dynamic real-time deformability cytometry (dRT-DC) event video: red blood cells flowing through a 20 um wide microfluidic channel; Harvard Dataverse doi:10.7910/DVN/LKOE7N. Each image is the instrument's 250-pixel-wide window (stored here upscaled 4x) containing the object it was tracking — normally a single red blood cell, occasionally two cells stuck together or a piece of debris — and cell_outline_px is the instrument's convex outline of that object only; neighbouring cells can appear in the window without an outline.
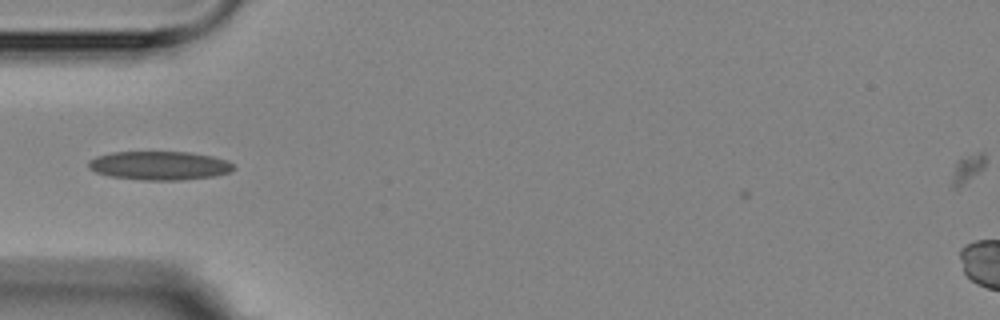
{"species": "Egyptian fruit bat (a non-hibernating species)", "species_latin": "Rousettus aegyptiacus", "temperature_condition": "room temperature", "stored_images_in_passage": 12, "camera_frame_rate_fps": 3000, "um_per_image_px": 0.085, "animal": {"sex": "female"}, "frame": {"image": 1, "passage_image": 1, "time_ms": 0.0, "image_size_px": [1000, 320], "cell_outline_px": [[236, 168], [228, 172], [216, 176], [180, 180], [144, 180], [108, 176], [96, 172], [88, 168], [88, 160], [96, 156], [112, 152], [188, 152], [212, 156], [228, 160]], "centroid_in_image_um": [13.54, 14.07], "position_along_channel_um": 71.5, "area_um2": 24.39}}
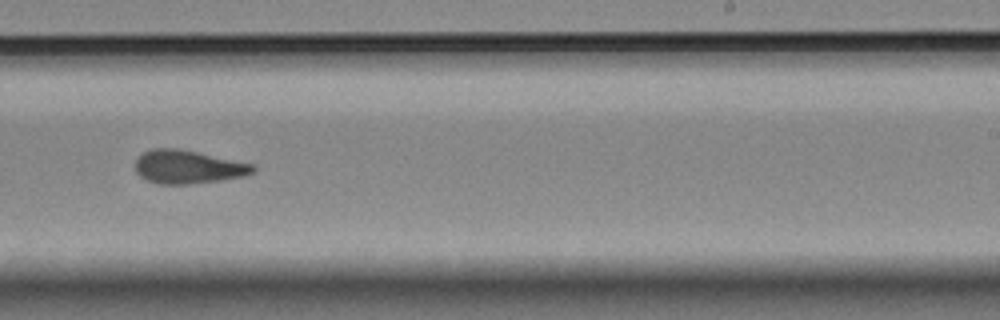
{"frame": {"image": 2, "passage_image": 6, "time_ms": 5.667, "image_size_px": [1000, 320], "cell_outline_px": [[256, 172], [244, 176], [220, 180], [188, 184], [160, 184], [148, 180], [140, 176], [136, 172], [136, 156], [148, 148], [180, 148], [252, 164], [256, 168]], "centroid_in_image_um": [15.94, 14.17], "position_along_channel_um": 273.1, "area_um2": 23.0}}
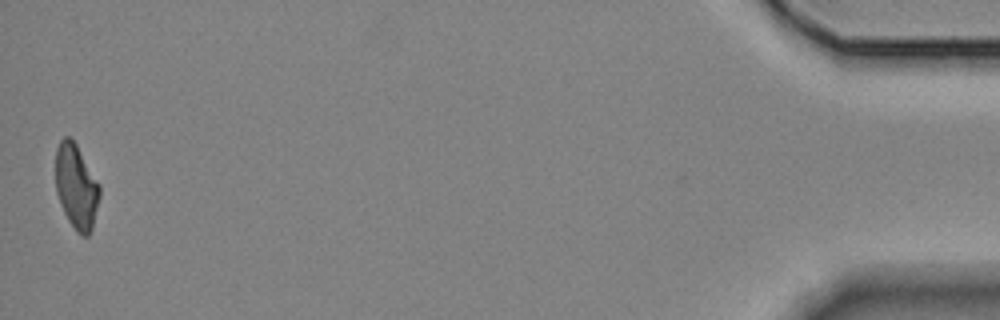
{"frame": {"image": 3, "passage_image": 12, "time_ms": 12.667, "image_size_px": [1000, 320], "cell_outline_px": [[100, 196], [92, 228], [88, 236], [80, 236], [76, 232], [68, 220], [60, 204], [56, 192], [56, 148], [60, 140], [64, 136], [68, 136], [76, 144], [100, 184]], "centroid_in_image_um": [6.48, 15.88], "position_along_channel_um": 428.7, "area_um2": 21.79}}